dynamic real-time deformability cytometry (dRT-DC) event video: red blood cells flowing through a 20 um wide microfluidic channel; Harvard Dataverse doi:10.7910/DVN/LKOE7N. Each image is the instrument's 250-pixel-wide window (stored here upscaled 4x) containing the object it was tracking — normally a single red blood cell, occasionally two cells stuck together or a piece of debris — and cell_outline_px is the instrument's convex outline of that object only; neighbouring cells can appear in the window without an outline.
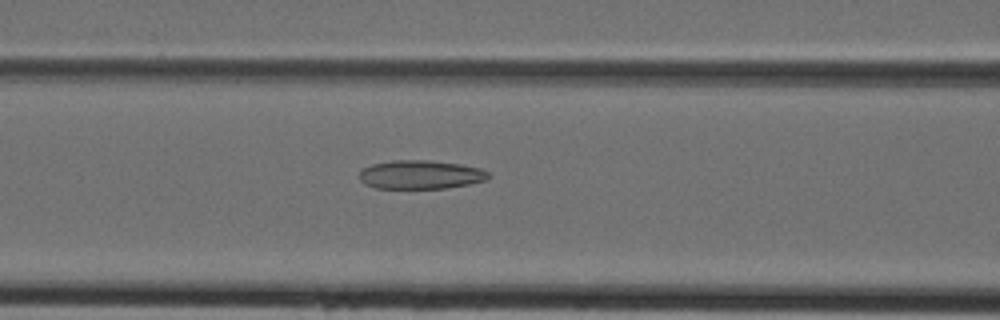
{"species": "Egyptian fruit bat (a non-hibernating species)", "species_latin": "Rousettus aegyptiacus", "temperature_condition": "cold", "stored_images_in_passage": 43, "camera_frame_rate_fps": 3000, "um_per_image_px": 0.085, "animal": {"sex": "female"}, "frame": {"image": 1, "passage_image": 18, "time_ms": 5.667, "image_size_px": [1000, 320], "cell_outline_px": [[492, 176], [488, 180], [448, 188], [376, 188], [364, 184], [360, 180], [360, 172], [364, 168], [372, 164], [392, 160], [428, 160], [460, 164], [480, 168], [488, 172]], "centroid_in_image_um": [35.78, 14.84], "position_along_channel_um": 130.8, "area_um2": 21.68}}
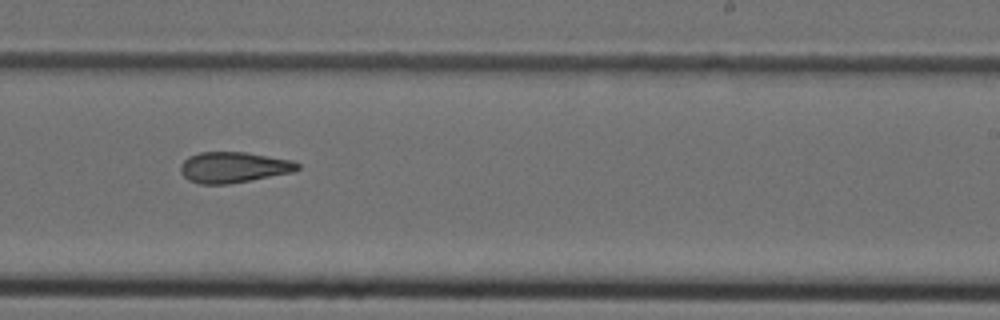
{"frame": {"image": 2, "passage_image": 27, "time_ms": 8.667, "image_size_px": [1000, 320], "cell_outline_px": [[300, 168], [292, 172], [228, 184], [200, 184], [188, 180], [180, 172], [180, 164], [188, 156], [200, 152], [244, 152], [292, 160], [300, 164]], "centroid_in_image_um": [19.82, 14.22], "position_along_channel_um": 269.2, "area_um2": 20.92}}
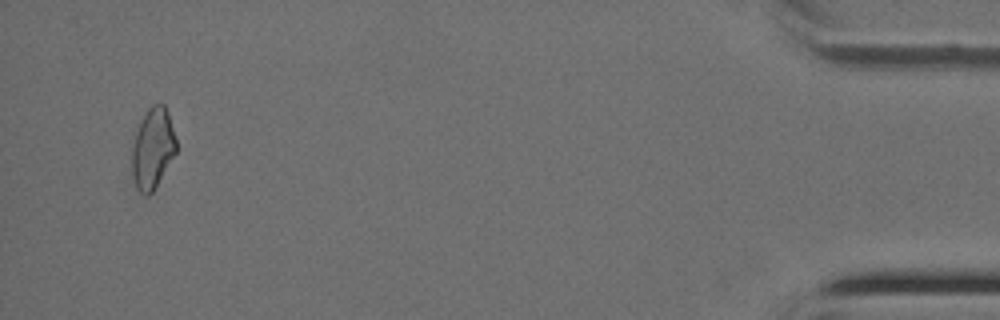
{"frame": {"image": 3, "passage_image": 42, "time_ms": 13.667, "image_size_px": [1000, 320], "cell_outline_px": [[176, 152], [152, 192], [148, 196], [144, 196], [136, 188], [132, 176], [132, 144], [140, 120], [148, 108], [152, 104], [164, 104], [168, 112], [176, 140]], "centroid_in_image_um": [12.96, 12.61], "position_along_channel_um": 422.2, "area_um2": 20.75}}